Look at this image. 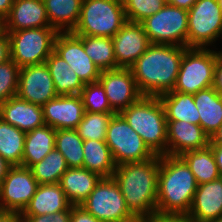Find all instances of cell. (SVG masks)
<instances>
[{"label": "cell", "mask_w": 222, "mask_h": 222, "mask_svg": "<svg viewBox=\"0 0 222 222\" xmlns=\"http://www.w3.org/2000/svg\"><path fill=\"white\" fill-rule=\"evenodd\" d=\"M198 0H166L168 4L174 7L183 8L189 10Z\"/></svg>", "instance_id": "cell-46"}, {"label": "cell", "mask_w": 222, "mask_h": 222, "mask_svg": "<svg viewBox=\"0 0 222 222\" xmlns=\"http://www.w3.org/2000/svg\"><path fill=\"white\" fill-rule=\"evenodd\" d=\"M180 157L189 166L198 185L221 177L210 146L185 152Z\"/></svg>", "instance_id": "cell-30"}, {"label": "cell", "mask_w": 222, "mask_h": 222, "mask_svg": "<svg viewBox=\"0 0 222 222\" xmlns=\"http://www.w3.org/2000/svg\"><path fill=\"white\" fill-rule=\"evenodd\" d=\"M198 108L199 125L211 138L222 125V95L212 86L193 94Z\"/></svg>", "instance_id": "cell-23"}, {"label": "cell", "mask_w": 222, "mask_h": 222, "mask_svg": "<svg viewBox=\"0 0 222 222\" xmlns=\"http://www.w3.org/2000/svg\"><path fill=\"white\" fill-rule=\"evenodd\" d=\"M117 68H130L151 45L141 23L127 21L112 37Z\"/></svg>", "instance_id": "cell-16"}, {"label": "cell", "mask_w": 222, "mask_h": 222, "mask_svg": "<svg viewBox=\"0 0 222 222\" xmlns=\"http://www.w3.org/2000/svg\"><path fill=\"white\" fill-rule=\"evenodd\" d=\"M11 167L12 166L4 158L0 156V184L7 175V172Z\"/></svg>", "instance_id": "cell-48"}, {"label": "cell", "mask_w": 222, "mask_h": 222, "mask_svg": "<svg viewBox=\"0 0 222 222\" xmlns=\"http://www.w3.org/2000/svg\"><path fill=\"white\" fill-rule=\"evenodd\" d=\"M145 222H194L188 214L154 212L144 217Z\"/></svg>", "instance_id": "cell-39"}, {"label": "cell", "mask_w": 222, "mask_h": 222, "mask_svg": "<svg viewBox=\"0 0 222 222\" xmlns=\"http://www.w3.org/2000/svg\"><path fill=\"white\" fill-rule=\"evenodd\" d=\"M54 51L69 64L83 84L98 82L101 70L86 54L83 42L72 32L57 34Z\"/></svg>", "instance_id": "cell-14"}, {"label": "cell", "mask_w": 222, "mask_h": 222, "mask_svg": "<svg viewBox=\"0 0 222 222\" xmlns=\"http://www.w3.org/2000/svg\"><path fill=\"white\" fill-rule=\"evenodd\" d=\"M212 148V153L215 158V162L218 166L220 176L222 177V145H209Z\"/></svg>", "instance_id": "cell-45"}, {"label": "cell", "mask_w": 222, "mask_h": 222, "mask_svg": "<svg viewBox=\"0 0 222 222\" xmlns=\"http://www.w3.org/2000/svg\"><path fill=\"white\" fill-rule=\"evenodd\" d=\"M210 137L200 125L185 121H167V155L181 156L188 151L208 147Z\"/></svg>", "instance_id": "cell-18"}, {"label": "cell", "mask_w": 222, "mask_h": 222, "mask_svg": "<svg viewBox=\"0 0 222 222\" xmlns=\"http://www.w3.org/2000/svg\"><path fill=\"white\" fill-rule=\"evenodd\" d=\"M80 96L86 112L115 113L111 109L104 88L99 82L84 84Z\"/></svg>", "instance_id": "cell-36"}, {"label": "cell", "mask_w": 222, "mask_h": 222, "mask_svg": "<svg viewBox=\"0 0 222 222\" xmlns=\"http://www.w3.org/2000/svg\"><path fill=\"white\" fill-rule=\"evenodd\" d=\"M80 206L101 222H127L135 217L113 177L101 178Z\"/></svg>", "instance_id": "cell-10"}, {"label": "cell", "mask_w": 222, "mask_h": 222, "mask_svg": "<svg viewBox=\"0 0 222 222\" xmlns=\"http://www.w3.org/2000/svg\"><path fill=\"white\" fill-rule=\"evenodd\" d=\"M56 130L48 125L26 132L22 167L31 168L55 148Z\"/></svg>", "instance_id": "cell-25"}, {"label": "cell", "mask_w": 222, "mask_h": 222, "mask_svg": "<svg viewBox=\"0 0 222 222\" xmlns=\"http://www.w3.org/2000/svg\"><path fill=\"white\" fill-rule=\"evenodd\" d=\"M38 185L30 168L11 167L0 184V212L21 213L36 193Z\"/></svg>", "instance_id": "cell-12"}, {"label": "cell", "mask_w": 222, "mask_h": 222, "mask_svg": "<svg viewBox=\"0 0 222 222\" xmlns=\"http://www.w3.org/2000/svg\"><path fill=\"white\" fill-rule=\"evenodd\" d=\"M127 222H145L144 217H134L132 220H129Z\"/></svg>", "instance_id": "cell-50"}, {"label": "cell", "mask_w": 222, "mask_h": 222, "mask_svg": "<svg viewBox=\"0 0 222 222\" xmlns=\"http://www.w3.org/2000/svg\"><path fill=\"white\" fill-rule=\"evenodd\" d=\"M82 42L86 54L101 70L117 69L114 46L111 37L77 36Z\"/></svg>", "instance_id": "cell-32"}, {"label": "cell", "mask_w": 222, "mask_h": 222, "mask_svg": "<svg viewBox=\"0 0 222 222\" xmlns=\"http://www.w3.org/2000/svg\"><path fill=\"white\" fill-rule=\"evenodd\" d=\"M222 37V10L218 0H198L188 10V48H207Z\"/></svg>", "instance_id": "cell-11"}, {"label": "cell", "mask_w": 222, "mask_h": 222, "mask_svg": "<svg viewBox=\"0 0 222 222\" xmlns=\"http://www.w3.org/2000/svg\"><path fill=\"white\" fill-rule=\"evenodd\" d=\"M216 52H217V55L222 59V50L216 51Z\"/></svg>", "instance_id": "cell-52"}, {"label": "cell", "mask_w": 222, "mask_h": 222, "mask_svg": "<svg viewBox=\"0 0 222 222\" xmlns=\"http://www.w3.org/2000/svg\"><path fill=\"white\" fill-rule=\"evenodd\" d=\"M4 32V20L0 18V35Z\"/></svg>", "instance_id": "cell-51"}, {"label": "cell", "mask_w": 222, "mask_h": 222, "mask_svg": "<svg viewBox=\"0 0 222 222\" xmlns=\"http://www.w3.org/2000/svg\"><path fill=\"white\" fill-rule=\"evenodd\" d=\"M0 222H24L20 213L0 212Z\"/></svg>", "instance_id": "cell-44"}, {"label": "cell", "mask_w": 222, "mask_h": 222, "mask_svg": "<svg viewBox=\"0 0 222 222\" xmlns=\"http://www.w3.org/2000/svg\"><path fill=\"white\" fill-rule=\"evenodd\" d=\"M127 22L122 0H83L76 36L113 37Z\"/></svg>", "instance_id": "cell-5"}, {"label": "cell", "mask_w": 222, "mask_h": 222, "mask_svg": "<svg viewBox=\"0 0 222 222\" xmlns=\"http://www.w3.org/2000/svg\"><path fill=\"white\" fill-rule=\"evenodd\" d=\"M126 20L141 23L152 16L166 4V0H122Z\"/></svg>", "instance_id": "cell-37"}, {"label": "cell", "mask_w": 222, "mask_h": 222, "mask_svg": "<svg viewBox=\"0 0 222 222\" xmlns=\"http://www.w3.org/2000/svg\"><path fill=\"white\" fill-rule=\"evenodd\" d=\"M188 47L151 44L130 67L139 92L156 96L173 91L184 51Z\"/></svg>", "instance_id": "cell-1"}, {"label": "cell", "mask_w": 222, "mask_h": 222, "mask_svg": "<svg viewBox=\"0 0 222 222\" xmlns=\"http://www.w3.org/2000/svg\"><path fill=\"white\" fill-rule=\"evenodd\" d=\"M159 156L145 162L116 166L113 178L120 187L127 208L135 217L156 212Z\"/></svg>", "instance_id": "cell-2"}, {"label": "cell", "mask_w": 222, "mask_h": 222, "mask_svg": "<svg viewBox=\"0 0 222 222\" xmlns=\"http://www.w3.org/2000/svg\"><path fill=\"white\" fill-rule=\"evenodd\" d=\"M45 64L53 79L57 95H74L81 93L84 84L74 70L70 69L69 64L55 51L46 59Z\"/></svg>", "instance_id": "cell-29"}, {"label": "cell", "mask_w": 222, "mask_h": 222, "mask_svg": "<svg viewBox=\"0 0 222 222\" xmlns=\"http://www.w3.org/2000/svg\"><path fill=\"white\" fill-rule=\"evenodd\" d=\"M210 222H222V217L216 219V220H213V221H210Z\"/></svg>", "instance_id": "cell-53"}, {"label": "cell", "mask_w": 222, "mask_h": 222, "mask_svg": "<svg viewBox=\"0 0 222 222\" xmlns=\"http://www.w3.org/2000/svg\"><path fill=\"white\" fill-rule=\"evenodd\" d=\"M6 32L10 40L11 60L20 68L45 63L54 51L58 34L52 27Z\"/></svg>", "instance_id": "cell-6"}, {"label": "cell", "mask_w": 222, "mask_h": 222, "mask_svg": "<svg viewBox=\"0 0 222 222\" xmlns=\"http://www.w3.org/2000/svg\"><path fill=\"white\" fill-rule=\"evenodd\" d=\"M141 24L151 44L187 47L188 10L167 3Z\"/></svg>", "instance_id": "cell-9"}, {"label": "cell", "mask_w": 222, "mask_h": 222, "mask_svg": "<svg viewBox=\"0 0 222 222\" xmlns=\"http://www.w3.org/2000/svg\"><path fill=\"white\" fill-rule=\"evenodd\" d=\"M83 0H43L50 26L58 33L73 32L78 24Z\"/></svg>", "instance_id": "cell-26"}, {"label": "cell", "mask_w": 222, "mask_h": 222, "mask_svg": "<svg viewBox=\"0 0 222 222\" xmlns=\"http://www.w3.org/2000/svg\"><path fill=\"white\" fill-rule=\"evenodd\" d=\"M19 72L11 59L0 65V104L17 95Z\"/></svg>", "instance_id": "cell-38"}, {"label": "cell", "mask_w": 222, "mask_h": 222, "mask_svg": "<svg viewBox=\"0 0 222 222\" xmlns=\"http://www.w3.org/2000/svg\"><path fill=\"white\" fill-rule=\"evenodd\" d=\"M98 82L103 86L111 109L119 114L143 96L130 68L101 71Z\"/></svg>", "instance_id": "cell-13"}, {"label": "cell", "mask_w": 222, "mask_h": 222, "mask_svg": "<svg viewBox=\"0 0 222 222\" xmlns=\"http://www.w3.org/2000/svg\"><path fill=\"white\" fill-rule=\"evenodd\" d=\"M120 114L155 155H167V119L159 97L143 95Z\"/></svg>", "instance_id": "cell-4"}, {"label": "cell", "mask_w": 222, "mask_h": 222, "mask_svg": "<svg viewBox=\"0 0 222 222\" xmlns=\"http://www.w3.org/2000/svg\"><path fill=\"white\" fill-rule=\"evenodd\" d=\"M17 96L41 107L58 96L45 63L20 68Z\"/></svg>", "instance_id": "cell-15"}, {"label": "cell", "mask_w": 222, "mask_h": 222, "mask_svg": "<svg viewBox=\"0 0 222 222\" xmlns=\"http://www.w3.org/2000/svg\"><path fill=\"white\" fill-rule=\"evenodd\" d=\"M70 222H101L80 205L71 206Z\"/></svg>", "instance_id": "cell-41"}, {"label": "cell", "mask_w": 222, "mask_h": 222, "mask_svg": "<svg viewBox=\"0 0 222 222\" xmlns=\"http://www.w3.org/2000/svg\"><path fill=\"white\" fill-rule=\"evenodd\" d=\"M116 113H84L83 119L76 127L79 136L85 140L105 141L108 125Z\"/></svg>", "instance_id": "cell-35"}, {"label": "cell", "mask_w": 222, "mask_h": 222, "mask_svg": "<svg viewBox=\"0 0 222 222\" xmlns=\"http://www.w3.org/2000/svg\"><path fill=\"white\" fill-rule=\"evenodd\" d=\"M45 124L57 129H76L85 110L80 94L58 95L42 106Z\"/></svg>", "instance_id": "cell-17"}, {"label": "cell", "mask_w": 222, "mask_h": 222, "mask_svg": "<svg viewBox=\"0 0 222 222\" xmlns=\"http://www.w3.org/2000/svg\"><path fill=\"white\" fill-rule=\"evenodd\" d=\"M83 142L76 129H57L55 148L66 159L68 168H83Z\"/></svg>", "instance_id": "cell-34"}, {"label": "cell", "mask_w": 222, "mask_h": 222, "mask_svg": "<svg viewBox=\"0 0 222 222\" xmlns=\"http://www.w3.org/2000/svg\"><path fill=\"white\" fill-rule=\"evenodd\" d=\"M71 207L65 211H59L54 214L38 216H22L24 222H70Z\"/></svg>", "instance_id": "cell-40"}, {"label": "cell", "mask_w": 222, "mask_h": 222, "mask_svg": "<svg viewBox=\"0 0 222 222\" xmlns=\"http://www.w3.org/2000/svg\"><path fill=\"white\" fill-rule=\"evenodd\" d=\"M105 142L116 165L145 162L156 156L120 113L110 120Z\"/></svg>", "instance_id": "cell-8"}, {"label": "cell", "mask_w": 222, "mask_h": 222, "mask_svg": "<svg viewBox=\"0 0 222 222\" xmlns=\"http://www.w3.org/2000/svg\"><path fill=\"white\" fill-rule=\"evenodd\" d=\"M71 206L60 183L39 184L36 193L20 214L21 216L54 214L68 210Z\"/></svg>", "instance_id": "cell-22"}, {"label": "cell", "mask_w": 222, "mask_h": 222, "mask_svg": "<svg viewBox=\"0 0 222 222\" xmlns=\"http://www.w3.org/2000/svg\"><path fill=\"white\" fill-rule=\"evenodd\" d=\"M30 169L39 184H56L60 183L68 165L62 153L54 148L44 159L34 164Z\"/></svg>", "instance_id": "cell-33"}, {"label": "cell", "mask_w": 222, "mask_h": 222, "mask_svg": "<svg viewBox=\"0 0 222 222\" xmlns=\"http://www.w3.org/2000/svg\"><path fill=\"white\" fill-rule=\"evenodd\" d=\"M212 87L222 95V59L217 55Z\"/></svg>", "instance_id": "cell-43"}, {"label": "cell", "mask_w": 222, "mask_h": 222, "mask_svg": "<svg viewBox=\"0 0 222 222\" xmlns=\"http://www.w3.org/2000/svg\"><path fill=\"white\" fill-rule=\"evenodd\" d=\"M26 132L0 118V156L12 167L21 166Z\"/></svg>", "instance_id": "cell-31"}, {"label": "cell", "mask_w": 222, "mask_h": 222, "mask_svg": "<svg viewBox=\"0 0 222 222\" xmlns=\"http://www.w3.org/2000/svg\"><path fill=\"white\" fill-rule=\"evenodd\" d=\"M198 183L180 156H159L156 211L188 214Z\"/></svg>", "instance_id": "cell-3"}, {"label": "cell", "mask_w": 222, "mask_h": 222, "mask_svg": "<svg viewBox=\"0 0 222 222\" xmlns=\"http://www.w3.org/2000/svg\"><path fill=\"white\" fill-rule=\"evenodd\" d=\"M83 152V168L97 173L102 178L113 176L117 165L105 141L85 140Z\"/></svg>", "instance_id": "cell-28"}, {"label": "cell", "mask_w": 222, "mask_h": 222, "mask_svg": "<svg viewBox=\"0 0 222 222\" xmlns=\"http://www.w3.org/2000/svg\"><path fill=\"white\" fill-rule=\"evenodd\" d=\"M11 59L10 40L6 31L0 35V65Z\"/></svg>", "instance_id": "cell-42"}, {"label": "cell", "mask_w": 222, "mask_h": 222, "mask_svg": "<svg viewBox=\"0 0 222 222\" xmlns=\"http://www.w3.org/2000/svg\"><path fill=\"white\" fill-rule=\"evenodd\" d=\"M14 0H0V18L3 20L9 15Z\"/></svg>", "instance_id": "cell-47"}, {"label": "cell", "mask_w": 222, "mask_h": 222, "mask_svg": "<svg viewBox=\"0 0 222 222\" xmlns=\"http://www.w3.org/2000/svg\"><path fill=\"white\" fill-rule=\"evenodd\" d=\"M208 48H187L184 51L173 91L195 94L213 85L217 52Z\"/></svg>", "instance_id": "cell-7"}, {"label": "cell", "mask_w": 222, "mask_h": 222, "mask_svg": "<svg viewBox=\"0 0 222 222\" xmlns=\"http://www.w3.org/2000/svg\"><path fill=\"white\" fill-rule=\"evenodd\" d=\"M209 145H222V125L219 127V129L210 138V144Z\"/></svg>", "instance_id": "cell-49"}, {"label": "cell", "mask_w": 222, "mask_h": 222, "mask_svg": "<svg viewBox=\"0 0 222 222\" xmlns=\"http://www.w3.org/2000/svg\"><path fill=\"white\" fill-rule=\"evenodd\" d=\"M218 4L220 5L221 10H222V0H218Z\"/></svg>", "instance_id": "cell-54"}, {"label": "cell", "mask_w": 222, "mask_h": 222, "mask_svg": "<svg viewBox=\"0 0 222 222\" xmlns=\"http://www.w3.org/2000/svg\"><path fill=\"white\" fill-rule=\"evenodd\" d=\"M51 27L43 0H14L4 31Z\"/></svg>", "instance_id": "cell-20"}, {"label": "cell", "mask_w": 222, "mask_h": 222, "mask_svg": "<svg viewBox=\"0 0 222 222\" xmlns=\"http://www.w3.org/2000/svg\"><path fill=\"white\" fill-rule=\"evenodd\" d=\"M101 178L85 168H68L61 177L60 185L70 203L80 205Z\"/></svg>", "instance_id": "cell-24"}, {"label": "cell", "mask_w": 222, "mask_h": 222, "mask_svg": "<svg viewBox=\"0 0 222 222\" xmlns=\"http://www.w3.org/2000/svg\"><path fill=\"white\" fill-rule=\"evenodd\" d=\"M0 118L24 132L45 125L43 108L17 95L0 104Z\"/></svg>", "instance_id": "cell-21"}, {"label": "cell", "mask_w": 222, "mask_h": 222, "mask_svg": "<svg viewBox=\"0 0 222 222\" xmlns=\"http://www.w3.org/2000/svg\"><path fill=\"white\" fill-rule=\"evenodd\" d=\"M188 215L194 222L222 217V177L198 185Z\"/></svg>", "instance_id": "cell-19"}, {"label": "cell", "mask_w": 222, "mask_h": 222, "mask_svg": "<svg viewBox=\"0 0 222 222\" xmlns=\"http://www.w3.org/2000/svg\"><path fill=\"white\" fill-rule=\"evenodd\" d=\"M167 121H185L199 125L200 115L193 94L170 91L159 96Z\"/></svg>", "instance_id": "cell-27"}]
</instances>
